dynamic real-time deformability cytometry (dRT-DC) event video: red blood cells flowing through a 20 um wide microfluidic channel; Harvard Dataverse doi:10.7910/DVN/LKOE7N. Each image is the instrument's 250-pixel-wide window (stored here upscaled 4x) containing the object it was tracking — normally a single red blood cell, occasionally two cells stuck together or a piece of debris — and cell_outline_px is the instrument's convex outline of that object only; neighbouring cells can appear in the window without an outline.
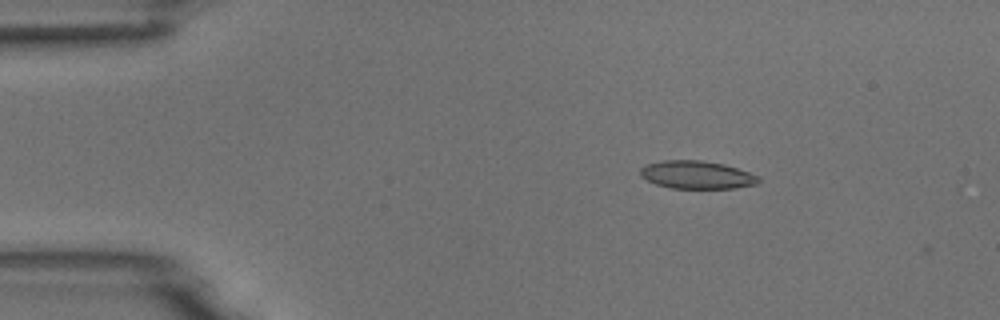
{"species": "common noctule bat (a hibernating species)", "species_latin": "Nyctalus noctula", "temperature_condition": "room temperature", "stored_images_in_passage": 5, "camera_frame_rate_fps": 3000, "um_per_image_px": 0.085, "animal": {"sex": "male", "body_mass_g": 18.8}, "frame": {"image": 1, "passage_image": 3, "time_ms": 0.667, "image_size_px": [1000, 320], "cell_outline_px": [[760, 184], [736, 188], [672, 188], [656, 184], [640, 176], [640, 168], [648, 164], [664, 160], [700, 160], [724, 164], [760, 176]], "centroid_in_image_um": [59.26, 14.86], "position_along_channel_um": 25.7, "area_um2": 19.25}}